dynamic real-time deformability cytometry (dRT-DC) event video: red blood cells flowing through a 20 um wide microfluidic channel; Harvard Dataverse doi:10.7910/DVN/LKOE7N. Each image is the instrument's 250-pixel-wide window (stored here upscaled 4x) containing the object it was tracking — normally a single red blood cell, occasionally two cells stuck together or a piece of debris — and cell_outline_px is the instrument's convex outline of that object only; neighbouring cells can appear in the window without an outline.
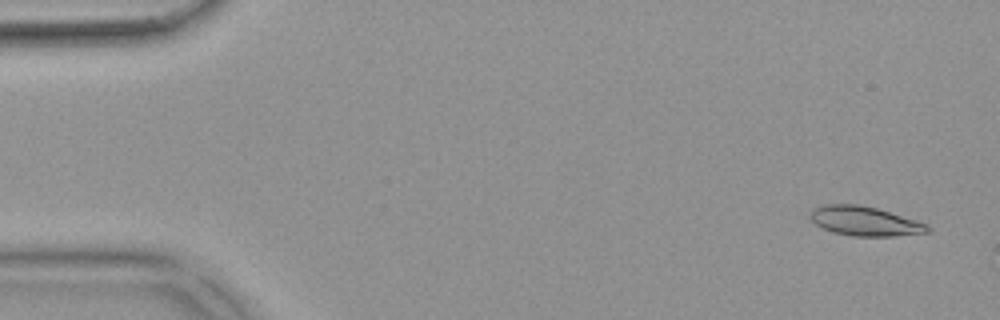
{"species": "common noctule bat (a hibernating species)", "species_latin": "Nyctalus noctula", "temperature_condition": "warm", "stored_images_in_passage": 47, "camera_frame_rate_fps": 3000, "um_per_image_px": 0.085, "animal": {"sex": "female", "body_mass_g": 18.4}, "frame": {"image": 1, "passage_image": 3, "time_ms": 0.667, "image_size_px": [1000, 320], "cell_outline_px": [[932, 232], [896, 236], [852, 236], [832, 232], [816, 224], [808, 216], [812, 208], [820, 204], [860, 204], [876, 208], [916, 220], [928, 224]], "centroid_in_image_um": [73.49, 18.79], "position_along_channel_um": 11.5, "area_um2": 20.29}}
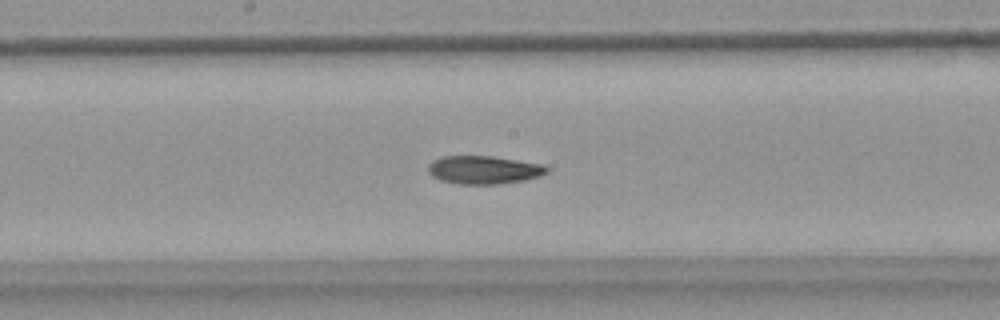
{"frame": {"image": 2, "passage_image": 28, "time_ms": 9.0, "image_size_px": [1000, 320], "cell_outline_px": [[548, 172], [540, 176], [524, 180], [500, 184], [456, 184], [440, 180], [432, 176], [428, 172], [428, 164], [432, 160], [440, 156], [492, 156], [544, 164], [548, 168]], "centroid_in_image_um": [41.1, 14.44], "position_along_channel_um": 207.1, "area_um2": 19.71}}
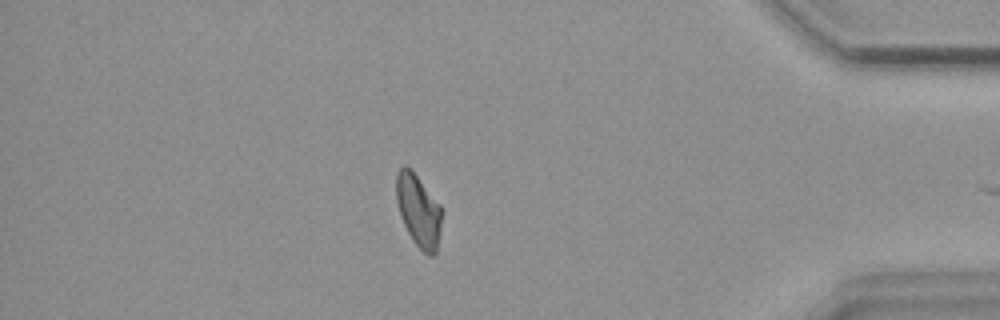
{"frame": {"image": 3, "passage_image": 46, "time_ms": 15.0, "image_size_px": [1000, 320], "cell_outline_px": [[444, 212], [436, 252], [432, 256], [428, 256], [412, 240], [400, 216], [396, 200], [396, 172], [404, 164], [408, 164], [440, 204]], "centroid_in_image_um": [35.58, 17.86], "position_along_channel_um": 399.6, "area_um2": 19.59}, "authors_computed_cell_mechanics": {"area_um2": 19.941, "velocity_mm_per_s": 3.8383, "shape_relaxation_time_tau1_ms": null, "shape_relaxation_time_tau2_ms": 9.6856, "deformation_change_tau1": null, "deformation_change_tau2": 0.178}}